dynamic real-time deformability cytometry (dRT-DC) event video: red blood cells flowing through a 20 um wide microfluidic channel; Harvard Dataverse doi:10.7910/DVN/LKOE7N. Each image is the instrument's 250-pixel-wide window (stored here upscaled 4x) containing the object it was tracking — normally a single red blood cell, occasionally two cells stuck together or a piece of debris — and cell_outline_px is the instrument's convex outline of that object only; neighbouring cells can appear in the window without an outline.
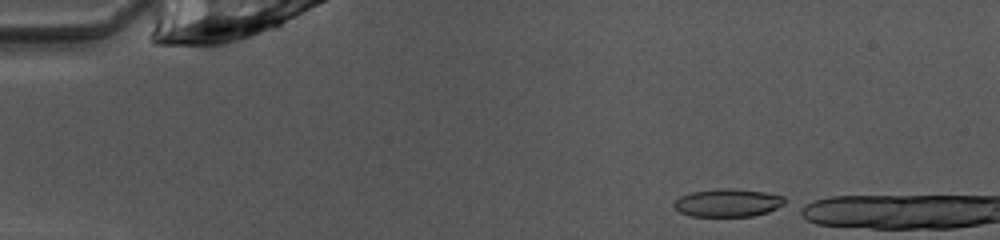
{"species": "common noctule bat (a hibernating species)", "species_latin": "Nyctalus noctula", "temperature_condition": "warm", "stored_images_in_passage": 3, "camera_frame_rate_fps": 3000, "um_per_image_px": 0.085, "animal": {"sex": "female", "body_mass_g": 10.0, "forearm_length_mm": 53.1}, "frame": {"image": 1, "passage_image": 1, "time_ms": 0.0, "image_size_px": [1000, 240], "cell_outline_px": [[784, 204], [768, 212], [752, 216], [688, 216], [680, 212], [672, 204], [680, 196], [692, 192], [720, 188], [732, 188], [764, 192], [784, 196]], "centroid_in_image_um": [61.85, 17.23], "position_along_channel_um": 23.2, "area_um2": 17.98}}